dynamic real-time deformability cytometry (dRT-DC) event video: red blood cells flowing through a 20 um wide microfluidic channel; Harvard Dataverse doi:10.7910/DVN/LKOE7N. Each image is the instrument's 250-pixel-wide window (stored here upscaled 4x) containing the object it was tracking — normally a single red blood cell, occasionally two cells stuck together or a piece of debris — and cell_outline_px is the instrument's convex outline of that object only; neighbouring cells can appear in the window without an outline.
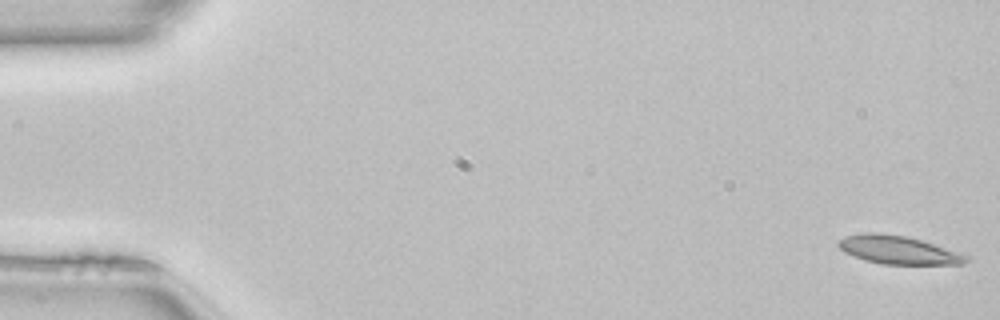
{"species": "common noctule bat (a hibernating species)", "species_latin": "Nyctalus noctula", "temperature_condition": "room temperature", "stored_images_in_passage": 13, "camera_frame_rate_fps": 3000, "um_per_image_px": 0.085, "animal": {"sex": "female", "body_mass_g": 22.7, "forearm_length_mm": 54.2}, "frame": {"image": 1, "passage_image": 1, "time_ms": 0.0, "image_size_px": [1000, 320], "cell_outline_px": [[972, 260], [964, 264], [884, 264], [864, 260], [844, 252], [836, 244], [840, 240], [848, 236], [864, 232], [880, 232], [908, 236], [968, 256]], "centroid_in_image_um": [76.33, 21.24], "position_along_channel_um": 8.7, "area_um2": 20.87}}